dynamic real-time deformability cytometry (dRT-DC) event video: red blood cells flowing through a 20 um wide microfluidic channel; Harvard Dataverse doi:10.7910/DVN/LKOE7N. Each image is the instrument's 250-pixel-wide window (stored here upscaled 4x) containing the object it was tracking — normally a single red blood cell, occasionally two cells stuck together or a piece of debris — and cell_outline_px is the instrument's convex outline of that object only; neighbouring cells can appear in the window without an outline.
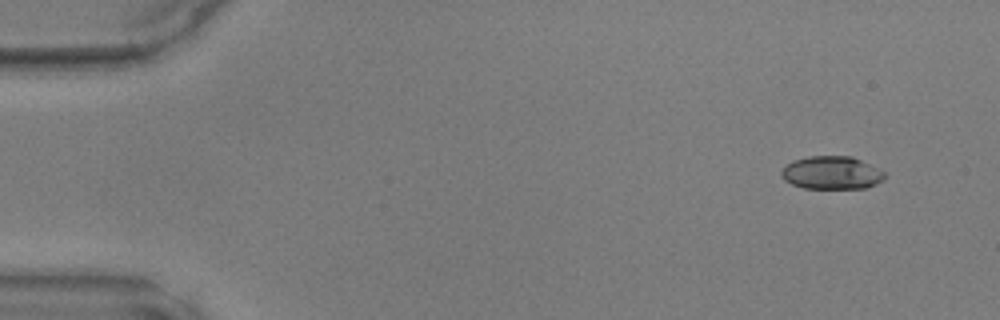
{"species": "common noctule bat (a hibernating species)", "species_latin": "Nyctalus noctula", "temperature_condition": "warm", "stored_images_in_passage": 45, "camera_frame_rate_fps": 3000, "um_per_image_px": 0.085, "animal": {"sex": "male", "body_mass_g": 17.9, "forearm_length_mm": 54.2}, "frame": {"image": 1, "passage_image": 1, "time_ms": 0.0, "image_size_px": [1000, 320], "cell_outline_px": [[884, 180], [876, 184], [864, 188], [804, 188], [792, 184], [784, 180], [780, 176], [780, 172], [792, 160], [808, 156], [852, 156], [880, 168], [884, 172]], "centroid_in_image_um": [70.7, 14.68], "position_along_channel_um": 14.3, "area_um2": 20.0}}
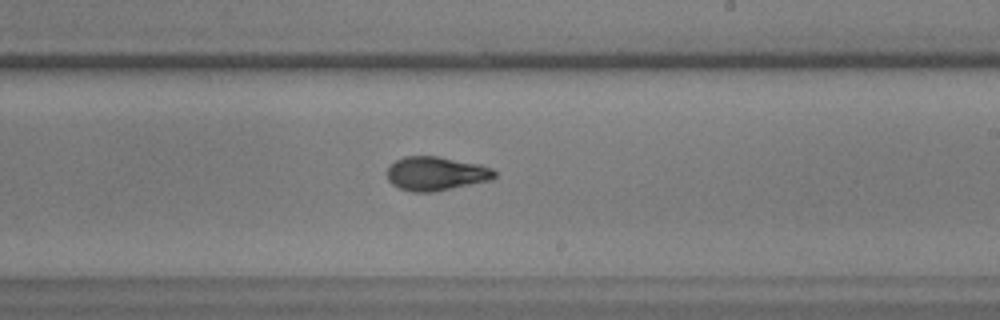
{"frame": {"image": 2, "passage_image": 26, "time_ms": 8.333, "image_size_px": [1000, 320], "cell_outline_px": [[496, 176], [492, 180], [432, 192], [412, 192], [400, 188], [392, 184], [388, 180], [388, 168], [396, 160], [404, 156], [436, 156], [480, 164], [492, 168], [496, 172]], "centroid_in_image_um": [37.08, 14.75], "position_along_channel_um": 251.9, "area_um2": 21.15}}
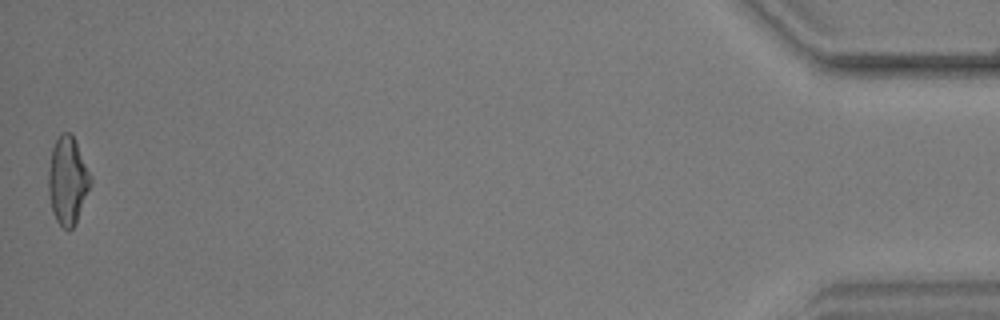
{"frame": {"image": 3, "passage_image": 45, "time_ms": 14.667, "image_size_px": [1000, 320], "cell_outline_px": [[92, 180], [76, 224], [68, 232], [56, 220], [52, 212], [48, 192], [48, 168], [52, 148], [60, 132], [68, 132], [72, 136], [92, 176]], "centroid_in_image_um": [5.73, 15.38], "position_along_channel_um": 429.5, "area_um2": 21.5}}